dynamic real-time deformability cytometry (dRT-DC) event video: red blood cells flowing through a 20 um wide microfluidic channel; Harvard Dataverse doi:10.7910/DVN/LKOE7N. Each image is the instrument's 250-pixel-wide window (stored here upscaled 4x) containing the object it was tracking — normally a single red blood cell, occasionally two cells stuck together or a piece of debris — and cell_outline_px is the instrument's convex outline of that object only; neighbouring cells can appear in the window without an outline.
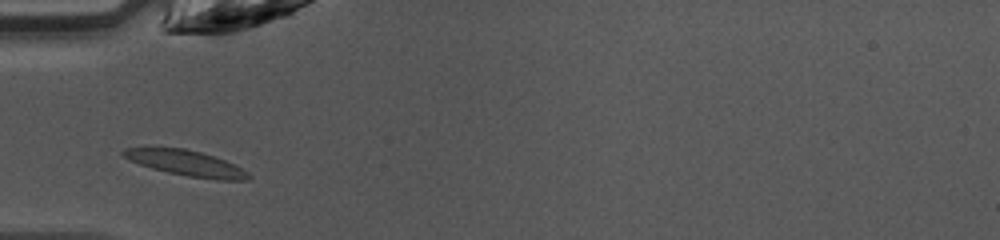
{"species": "common noctule bat (a hibernating species)", "species_latin": "Nyctalus noctula", "temperature_condition": "warm", "stored_images_in_passage": 33, "camera_frame_rate_fps": 3000, "um_per_image_px": 0.085, "animal": {"sex": "female", "body_mass_g": 10.0, "forearm_length_mm": 53.1}, "frame": {"image": 1, "passage_image": 2, "time_ms": 0.333, "image_size_px": [1000, 240], "cell_outline_px": [[252, 176], [248, 180], [216, 180], [188, 176], [168, 172], [152, 168], [140, 164], [124, 156], [120, 152], [124, 148], [184, 148], [200, 152], [224, 160], [248, 172]], "centroid_in_image_um": [15.85, 13.88], "position_along_channel_um": 69.2, "area_um2": 18.21}}
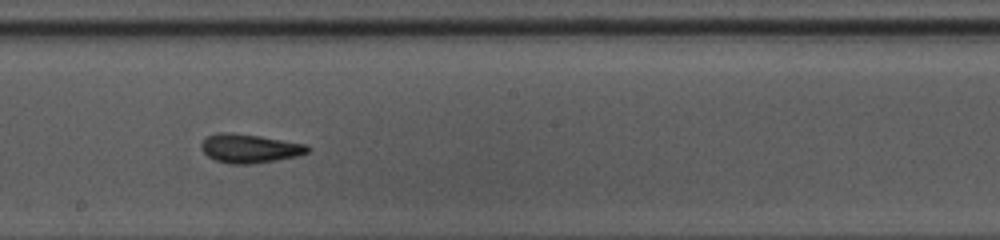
{"frame": {"image": 2, "passage_image": 13, "time_ms": 4.0, "image_size_px": [1000, 240], "cell_outline_px": [[312, 148], [308, 152], [296, 156], [276, 160], [252, 164], [232, 164], [216, 160], [208, 156], [200, 148], [200, 144], [204, 136], [220, 132], [228, 132], [260, 136], [308, 144]], "centroid_in_image_um": [21.21, 12.6], "position_along_channel_um": 227.0, "area_um2": 18.03}}
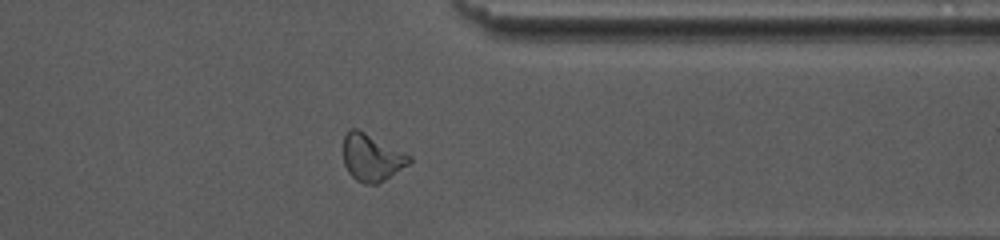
{"frame": {"image": 3, "passage_image": 24, "time_ms": 7.667, "image_size_px": [1000, 240], "cell_outline_px": [[412, 160], [408, 164], [384, 180], [376, 184], [364, 184], [356, 180], [348, 172], [344, 164], [344, 136], [348, 128], [356, 128], [412, 156]], "centroid_in_image_um": [31.57, 13.39], "position_along_channel_um": 379.8, "area_um2": 17.86}, "authors_computed_cell_mechanics": {"area_um2": 17.7446, "velocity_mm_per_s": 4.2792, "shape_relaxation_time_tau1_ms": 5.529, "shape_relaxation_time_tau2_ms": 1.6104, "deformation_change_tau1": 0.2395, "deformation_change_tau2": 0.1041}}